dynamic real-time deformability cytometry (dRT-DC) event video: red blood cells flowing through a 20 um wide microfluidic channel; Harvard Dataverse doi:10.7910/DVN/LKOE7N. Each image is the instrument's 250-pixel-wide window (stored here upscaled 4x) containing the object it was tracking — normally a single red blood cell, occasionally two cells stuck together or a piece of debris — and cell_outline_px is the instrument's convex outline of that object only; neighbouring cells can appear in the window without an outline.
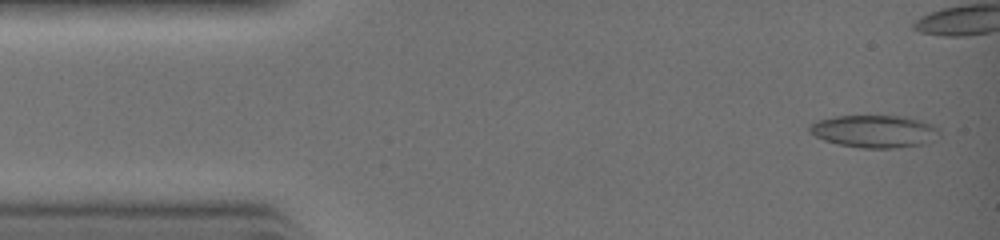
{"species": "common noctule bat (a hibernating species)", "species_latin": "Nyctalus noctula", "temperature_condition": "warm", "stored_images_in_passage": 33, "camera_frame_rate_fps": 3000, "um_per_image_px": 0.085, "animal": {"sex": "female", "body_mass_g": 19.0, "forearm_length_mm": 51.5}, "frame": {"image": 1, "passage_image": 2, "time_ms": 0.333, "image_size_px": [1000, 240], "cell_outline_px": [[940, 136], [928, 144], [896, 148], [860, 148], [840, 144], [824, 140], [808, 132], [808, 124], [816, 120], [836, 116], [900, 116], [920, 120], [932, 124], [940, 128]], "centroid_in_image_um": [74.35, 11.17], "position_along_channel_um": 10.6, "area_um2": 24.97}}
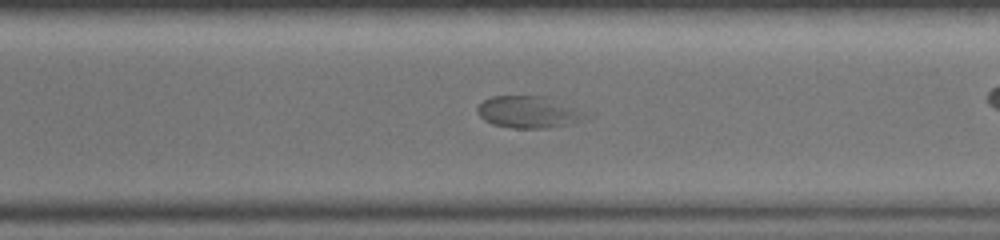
{"frame": {"image": 2, "passage_image": 23, "time_ms": 7.333, "image_size_px": [1000, 240], "cell_outline_px": [[596, 116], [584, 120], [568, 124], [548, 128], [512, 128], [492, 124], [484, 120], [476, 112], [476, 108], [484, 100], [492, 96], [544, 96], [596, 112]], "centroid_in_image_um": [45.1, 9.52], "position_along_channel_um": 325.5, "area_um2": 20.98}}
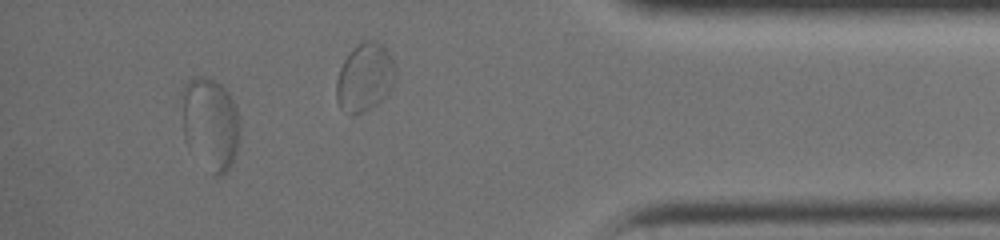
{"frame": {"image": 3, "passage_image": 30, "time_ms": 9.667, "image_size_px": [1000, 240], "cell_outline_px": [[240, 128], [236, 152], [228, 168], [224, 172], [216, 176], [212, 176], [188, 148], [184, 140], [180, 96], [180, 92], [184, 84], [188, 80], [196, 76], [204, 76], [216, 80], [228, 92], [236, 104], [240, 120]], "centroid_in_image_um": [17.84, 10.47], "position_along_channel_um": 417.4, "area_um2": 32.08}}